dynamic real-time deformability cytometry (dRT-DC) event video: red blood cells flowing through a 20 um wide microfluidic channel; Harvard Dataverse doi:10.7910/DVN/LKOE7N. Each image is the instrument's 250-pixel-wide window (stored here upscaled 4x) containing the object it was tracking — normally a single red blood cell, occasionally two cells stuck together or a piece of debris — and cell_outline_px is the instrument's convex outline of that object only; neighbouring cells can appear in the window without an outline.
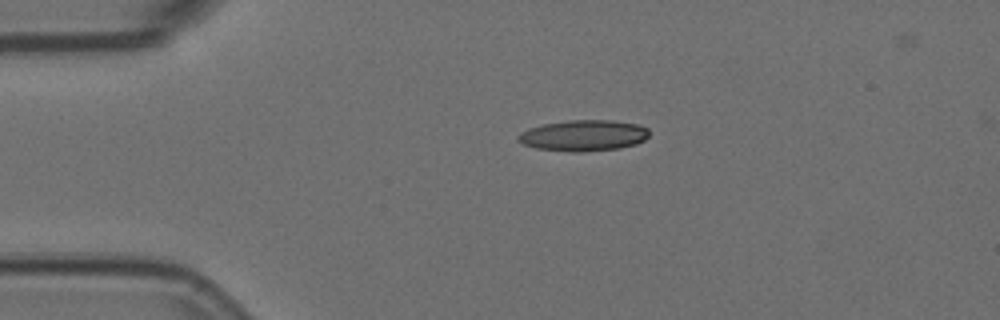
{"species": "Egyptian fruit bat (a non-hibernating species)", "species_latin": "Rousettus aegyptiacus", "temperature_condition": "room temperature", "stored_images_in_passage": 3, "camera_frame_rate_fps": 3000, "um_per_image_px": 0.085, "animal": {"sex": "female"}, "frame": {"image": 1, "passage_image": 1, "time_ms": 0.0, "image_size_px": [1000, 320], "cell_outline_px": [[648, 136], [644, 140], [636, 144], [620, 148], [580, 152], [572, 152], [536, 148], [524, 144], [516, 140], [516, 136], [520, 132], [528, 128], [544, 124], [568, 120], [612, 120], [640, 124], [648, 128]], "centroid_in_image_um": [49.6, 11.51], "position_along_channel_um": 35.4, "area_um2": 23.87}}
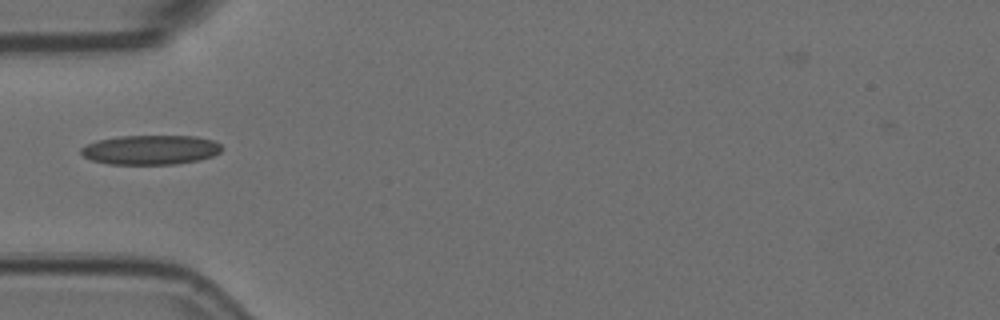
{"frame": {"image": 2, "passage_image": 3, "time_ms": 0.667, "image_size_px": [1000, 320], "cell_outline_px": [[224, 148], [220, 152], [212, 156], [196, 160], [176, 164], [108, 164], [92, 160], [84, 156], [80, 152], [80, 148], [96, 140], [120, 136], [196, 136], [212, 140], [220, 144]], "centroid_in_image_um": [12.79, 12.73], "position_along_channel_um": 72.2, "area_um2": 24.16}}